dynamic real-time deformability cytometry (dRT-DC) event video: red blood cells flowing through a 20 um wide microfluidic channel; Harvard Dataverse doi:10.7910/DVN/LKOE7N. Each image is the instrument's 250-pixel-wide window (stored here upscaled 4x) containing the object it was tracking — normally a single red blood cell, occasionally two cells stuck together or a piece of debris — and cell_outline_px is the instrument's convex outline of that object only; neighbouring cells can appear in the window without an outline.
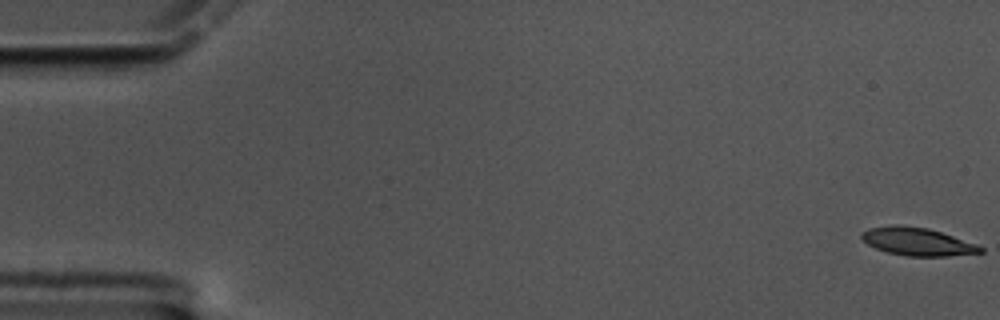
{"species": "common noctule bat (a hibernating species)", "species_latin": "Nyctalus noctula", "temperature_condition": "cold", "stored_images_in_passage": 61, "camera_frame_rate_fps": 3000, "um_per_image_px": 0.085, "animal": {"sex": "male", "body_mass_g": 17.5, "forearm_length_mm": 52.3}, "frame": {"image": 1, "passage_image": 1, "time_ms": 0.0, "image_size_px": [1000, 320], "cell_outline_px": [[984, 252], [948, 256], [908, 256], [888, 252], [876, 248], [868, 244], [860, 236], [860, 232], [868, 228], [892, 224], [900, 224], [928, 228], [976, 244], [984, 248]], "centroid_in_image_um": [77.94, 20.52], "position_along_channel_um": 7.1, "area_um2": 19.31}}
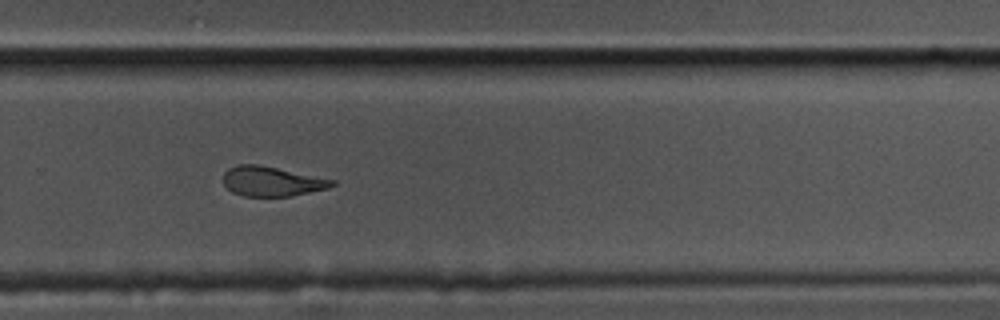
{"frame": {"image": 2, "passage_image": 41, "time_ms": 13.333, "image_size_px": [1000, 320], "cell_outline_px": [[336, 184], [328, 188], [292, 196], [244, 196], [232, 192], [224, 184], [224, 172], [228, 168], [240, 164], [260, 164], [336, 180]], "centroid_in_image_um": [23.11, 15.41], "position_along_channel_um": 306.7, "area_um2": 18.9}}
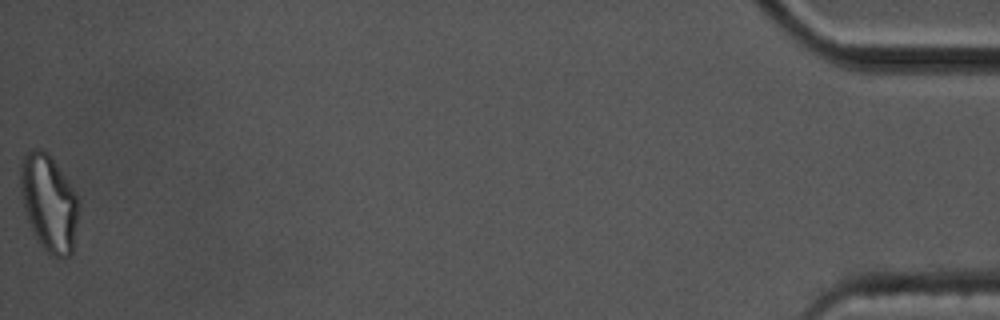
{"frame": {"image": 3, "passage_image": 61, "time_ms": 20.0, "image_size_px": [1000, 320], "cell_outline_px": [[80, 208], [72, 252], [68, 256], [52, 256], [44, 248], [36, 236], [24, 212], [20, 192], [20, 160], [24, 152], [32, 148], [40, 148], [48, 152], [76, 192], [80, 204]], "centroid_in_image_um": [4.15, 17.17], "position_along_channel_um": 431.1, "area_um2": 33.12}, "authors_computed_cell_mechanics": {"area_um2": 20.2878, "velocity_mm_per_s": 3.3358, "shape_relaxation_time_tau1_ms": 5.4622, "shape_relaxation_time_tau2_ms": 3.2608, "deformation_change_tau1": 0.1958, "deformation_change_tau2": 0.1003}}